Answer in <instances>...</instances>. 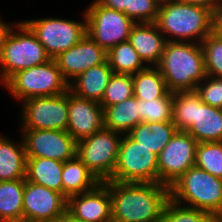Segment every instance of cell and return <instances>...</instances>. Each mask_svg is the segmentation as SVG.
<instances>
[{
	"label": "cell",
	"mask_w": 222,
	"mask_h": 222,
	"mask_svg": "<svg viewBox=\"0 0 222 222\" xmlns=\"http://www.w3.org/2000/svg\"><path fill=\"white\" fill-rule=\"evenodd\" d=\"M107 61L114 73L133 75L147 67L128 40L111 48Z\"/></svg>",
	"instance_id": "83f0119b"
},
{
	"label": "cell",
	"mask_w": 222,
	"mask_h": 222,
	"mask_svg": "<svg viewBox=\"0 0 222 222\" xmlns=\"http://www.w3.org/2000/svg\"><path fill=\"white\" fill-rule=\"evenodd\" d=\"M158 69L171 93L195 91L207 76L205 57L200 43L168 41Z\"/></svg>",
	"instance_id": "7a4b0ae2"
},
{
	"label": "cell",
	"mask_w": 222,
	"mask_h": 222,
	"mask_svg": "<svg viewBox=\"0 0 222 222\" xmlns=\"http://www.w3.org/2000/svg\"><path fill=\"white\" fill-rule=\"evenodd\" d=\"M141 122H169L173 120V93L152 100L137 98Z\"/></svg>",
	"instance_id": "f546056e"
},
{
	"label": "cell",
	"mask_w": 222,
	"mask_h": 222,
	"mask_svg": "<svg viewBox=\"0 0 222 222\" xmlns=\"http://www.w3.org/2000/svg\"><path fill=\"white\" fill-rule=\"evenodd\" d=\"M26 157H41L65 162L76 155L75 139L62 130L21 129Z\"/></svg>",
	"instance_id": "4fadbf2b"
},
{
	"label": "cell",
	"mask_w": 222,
	"mask_h": 222,
	"mask_svg": "<svg viewBox=\"0 0 222 222\" xmlns=\"http://www.w3.org/2000/svg\"><path fill=\"white\" fill-rule=\"evenodd\" d=\"M87 35L107 52L127 41L136 24L123 12L102 6L97 0L85 8Z\"/></svg>",
	"instance_id": "30bf717a"
},
{
	"label": "cell",
	"mask_w": 222,
	"mask_h": 222,
	"mask_svg": "<svg viewBox=\"0 0 222 222\" xmlns=\"http://www.w3.org/2000/svg\"><path fill=\"white\" fill-rule=\"evenodd\" d=\"M64 79L70 83L87 69L107 62V51L85 35L78 43L55 59Z\"/></svg>",
	"instance_id": "9a60e30c"
},
{
	"label": "cell",
	"mask_w": 222,
	"mask_h": 222,
	"mask_svg": "<svg viewBox=\"0 0 222 222\" xmlns=\"http://www.w3.org/2000/svg\"><path fill=\"white\" fill-rule=\"evenodd\" d=\"M212 32L222 38V2L213 11Z\"/></svg>",
	"instance_id": "74e56055"
},
{
	"label": "cell",
	"mask_w": 222,
	"mask_h": 222,
	"mask_svg": "<svg viewBox=\"0 0 222 222\" xmlns=\"http://www.w3.org/2000/svg\"><path fill=\"white\" fill-rule=\"evenodd\" d=\"M113 73L108 61L93 66L69 83V91L80 98L101 103Z\"/></svg>",
	"instance_id": "d6986e66"
},
{
	"label": "cell",
	"mask_w": 222,
	"mask_h": 222,
	"mask_svg": "<svg viewBox=\"0 0 222 222\" xmlns=\"http://www.w3.org/2000/svg\"><path fill=\"white\" fill-rule=\"evenodd\" d=\"M170 199L222 218V179L193 166L170 186Z\"/></svg>",
	"instance_id": "277c9868"
},
{
	"label": "cell",
	"mask_w": 222,
	"mask_h": 222,
	"mask_svg": "<svg viewBox=\"0 0 222 222\" xmlns=\"http://www.w3.org/2000/svg\"><path fill=\"white\" fill-rule=\"evenodd\" d=\"M198 143L222 141V109L204 102L196 106L195 122L186 131Z\"/></svg>",
	"instance_id": "ffe728a7"
},
{
	"label": "cell",
	"mask_w": 222,
	"mask_h": 222,
	"mask_svg": "<svg viewBox=\"0 0 222 222\" xmlns=\"http://www.w3.org/2000/svg\"><path fill=\"white\" fill-rule=\"evenodd\" d=\"M10 96L23 101L34 97L55 96L66 93L69 83L62 76L54 59L16 72L4 84Z\"/></svg>",
	"instance_id": "8992f818"
},
{
	"label": "cell",
	"mask_w": 222,
	"mask_h": 222,
	"mask_svg": "<svg viewBox=\"0 0 222 222\" xmlns=\"http://www.w3.org/2000/svg\"><path fill=\"white\" fill-rule=\"evenodd\" d=\"M128 41L147 66H157L160 63L167 42L155 22L136 23Z\"/></svg>",
	"instance_id": "ac0fdd59"
},
{
	"label": "cell",
	"mask_w": 222,
	"mask_h": 222,
	"mask_svg": "<svg viewBox=\"0 0 222 222\" xmlns=\"http://www.w3.org/2000/svg\"><path fill=\"white\" fill-rule=\"evenodd\" d=\"M198 142L186 131H176L158 155L159 183L170 187L195 166Z\"/></svg>",
	"instance_id": "7c38bea8"
},
{
	"label": "cell",
	"mask_w": 222,
	"mask_h": 222,
	"mask_svg": "<svg viewBox=\"0 0 222 222\" xmlns=\"http://www.w3.org/2000/svg\"><path fill=\"white\" fill-rule=\"evenodd\" d=\"M103 182L110 192L112 221L161 222L170 187L160 183Z\"/></svg>",
	"instance_id": "6da1fadb"
},
{
	"label": "cell",
	"mask_w": 222,
	"mask_h": 222,
	"mask_svg": "<svg viewBox=\"0 0 222 222\" xmlns=\"http://www.w3.org/2000/svg\"><path fill=\"white\" fill-rule=\"evenodd\" d=\"M14 25L15 23H8L7 21L5 23V20H2L0 18V55H1V51L5 42V39Z\"/></svg>",
	"instance_id": "ab89813d"
},
{
	"label": "cell",
	"mask_w": 222,
	"mask_h": 222,
	"mask_svg": "<svg viewBox=\"0 0 222 222\" xmlns=\"http://www.w3.org/2000/svg\"><path fill=\"white\" fill-rule=\"evenodd\" d=\"M134 96L141 100H152L166 97L170 91L165 78L157 66H147L132 75Z\"/></svg>",
	"instance_id": "4316f807"
},
{
	"label": "cell",
	"mask_w": 222,
	"mask_h": 222,
	"mask_svg": "<svg viewBox=\"0 0 222 222\" xmlns=\"http://www.w3.org/2000/svg\"><path fill=\"white\" fill-rule=\"evenodd\" d=\"M63 163L54 159L26 157V180L63 194Z\"/></svg>",
	"instance_id": "603a6c76"
},
{
	"label": "cell",
	"mask_w": 222,
	"mask_h": 222,
	"mask_svg": "<svg viewBox=\"0 0 222 222\" xmlns=\"http://www.w3.org/2000/svg\"><path fill=\"white\" fill-rule=\"evenodd\" d=\"M19 222H54V221H41V220L22 219Z\"/></svg>",
	"instance_id": "b9f144b4"
},
{
	"label": "cell",
	"mask_w": 222,
	"mask_h": 222,
	"mask_svg": "<svg viewBox=\"0 0 222 222\" xmlns=\"http://www.w3.org/2000/svg\"><path fill=\"white\" fill-rule=\"evenodd\" d=\"M83 21L64 18H40L22 20L34 33L47 55L55 59L87 35V21L83 11Z\"/></svg>",
	"instance_id": "ba28073f"
},
{
	"label": "cell",
	"mask_w": 222,
	"mask_h": 222,
	"mask_svg": "<svg viewBox=\"0 0 222 222\" xmlns=\"http://www.w3.org/2000/svg\"><path fill=\"white\" fill-rule=\"evenodd\" d=\"M67 211L83 222L112 221L111 197L108 186L100 182L90 191L69 196Z\"/></svg>",
	"instance_id": "e0dca14e"
},
{
	"label": "cell",
	"mask_w": 222,
	"mask_h": 222,
	"mask_svg": "<svg viewBox=\"0 0 222 222\" xmlns=\"http://www.w3.org/2000/svg\"><path fill=\"white\" fill-rule=\"evenodd\" d=\"M214 222H222V218H217Z\"/></svg>",
	"instance_id": "7bdbcfd3"
},
{
	"label": "cell",
	"mask_w": 222,
	"mask_h": 222,
	"mask_svg": "<svg viewBox=\"0 0 222 222\" xmlns=\"http://www.w3.org/2000/svg\"><path fill=\"white\" fill-rule=\"evenodd\" d=\"M122 137V133L103 127L77 142L76 156L101 182L106 181L115 170Z\"/></svg>",
	"instance_id": "52a82bcc"
},
{
	"label": "cell",
	"mask_w": 222,
	"mask_h": 222,
	"mask_svg": "<svg viewBox=\"0 0 222 222\" xmlns=\"http://www.w3.org/2000/svg\"><path fill=\"white\" fill-rule=\"evenodd\" d=\"M132 96H134L132 74L113 73L100 105L105 109Z\"/></svg>",
	"instance_id": "1f68e13d"
},
{
	"label": "cell",
	"mask_w": 222,
	"mask_h": 222,
	"mask_svg": "<svg viewBox=\"0 0 222 222\" xmlns=\"http://www.w3.org/2000/svg\"><path fill=\"white\" fill-rule=\"evenodd\" d=\"M140 122L139 104L135 96L104 109V127L113 131L128 134Z\"/></svg>",
	"instance_id": "d4e9b609"
},
{
	"label": "cell",
	"mask_w": 222,
	"mask_h": 222,
	"mask_svg": "<svg viewBox=\"0 0 222 222\" xmlns=\"http://www.w3.org/2000/svg\"><path fill=\"white\" fill-rule=\"evenodd\" d=\"M51 58L23 21H16L5 39L0 55V83L16 72L43 64Z\"/></svg>",
	"instance_id": "5b68a950"
},
{
	"label": "cell",
	"mask_w": 222,
	"mask_h": 222,
	"mask_svg": "<svg viewBox=\"0 0 222 222\" xmlns=\"http://www.w3.org/2000/svg\"><path fill=\"white\" fill-rule=\"evenodd\" d=\"M15 143L0 134V181L26 178V152L23 138Z\"/></svg>",
	"instance_id": "44dd1931"
},
{
	"label": "cell",
	"mask_w": 222,
	"mask_h": 222,
	"mask_svg": "<svg viewBox=\"0 0 222 222\" xmlns=\"http://www.w3.org/2000/svg\"><path fill=\"white\" fill-rule=\"evenodd\" d=\"M54 222H83L82 220L77 219L67 210L60 215Z\"/></svg>",
	"instance_id": "60d3db41"
},
{
	"label": "cell",
	"mask_w": 222,
	"mask_h": 222,
	"mask_svg": "<svg viewBox=\"0 0 222 222\" xmlns=\"http://www.w3.org/2000/svg\"><path fill=\"white\" fill-rule=\"evenodd\" d=\"M160 3L164 2V1H174V0H158Z\"/></svg>",
	"instance_id": "ee69618b"
},
{
	"label": "cell",
	"mask_w": 222,
	"mask_h": 222,
	"mask_svg": "<svg viewBox=\"0 0 222 222\" xmlns=\"http://www.w3.org/2000/svg\"><path fill=\"white\" fill-rule=\"evenodd\" d=\"M180 2L197 5L209 9L212 13L221 4L222 0H178Z\"/></svg>",
	"instance_id": "f35d334b"
},
{
	"label": "cell",
	"mask_w": 222,
	"mask_h": 222,
	"mask_svg": "<svg viewBox=\"0 0 222 222\" xmlns=\"http://www.w3.org/2000/svg\"><path fill=\"white\" fill-rule=\"evenodd\" d=\"M102 6L123 12L130 18V1L131 0H97Z\"/></svg>",
	"instance_id": "8d00e7d4"
},
{
	"label": "cell",
	"mask_w": 222,
	"mask_h": 222,
	"mask_svg": "<svg viewBox=\"0 0 222 222\" xmlns=\"http://www.w3.org/2000/svg\"><path fill=\"white\" fill-rule=\"evenodd\" d=\"M160 4L158 0H131L130 19L135 23H154L158 17Z\"/></svg>",
	"instance_id": "d590c367"
},
{
	"label": "cell",
	"mask_w": 222,
	"mask_h": 222,
	"mask_svg": "<svg viewBox=\"0 0 222 222\" xmlns=\"http://www.w3.org/2000/svg\"><path fill=\"white\" fill-rule=\"evenodd\" d=\"M158 156L123 134L117 164L108 179L116 182L159 183Z\"/></svg>",
	"instance_id": "9c48e42d"
},
{
	"label": "cell",
	"mask_w": 222,
	"mask_h": 222,
	"mask_svg": "<svg viewBox=\"0 0 222 222\" xmlns=\"http://www.w3.org/2000/svg\"><path fill=\"white\" fill-rule=\"evenodd\" d=\"M104 127V109L100 103L75 96L68 90L67 132L76 142Z\"/></svg>",
	"instance_id": "2e32d148"
},
{
	"label": "cell",
	"mask_w": 222,
	"mask_h": 222,
	"mask_svg": "<svg viewBox=\"0 0 222 222\" xmlns=\"http://www.w3.org/2000/svg\"><path fill=\"white\" fill-rule=\"evenodd\" d=\"M24 179L0 181V222L23 219Z\"/></svg>",
	"instance_id": "484cf974"
},
{
	"label": "cell",
	"mask_w": 222,
	"mask_h": 222,
	"mask_svg": "<svg viewBox=\"0 0 222 222\" xmlns=\"http://www.w3.org/2000/svg\"><path fill=\"white\" fill-rule=\"evenodd\" d=\"M195 92L205 104L222 109V78L207 75Z\"/></svg>",
	"instance_id": "e575fe53"
},
{
	"label": "cell",
	"mask_w": 222,
	"mask_h": 222,
	"mask_svg": "<svg viewBox=\"0 0 222 222\" xmlns=\"http://www.w3.org/2000/svg\"><path fill=\"white\" fill-rule=\"evenodd\" d=\"M201 45L204 51L206 74L222 78V38L211 32Z\"/></svg>",
	"instance_id": "836d02e7"
},
{
	"label": "cell",
	"mask_w": 222,
	"mask_h": 222,
	"mask_svg": "<svg viewBox=\"0 0 222 222\" xmlns=\"http://www.w3.org/2000/svg\"><path fill=\"white\" fill-rule=\"evenodd\" d=\"M21 104L20 129L67 131L68 91L55 96L30 98Z\"/></svg>",
	"instance_id": "8fae6325"
},
{
	"label": "cell",
	"mask_w": 222,
	"mask_h": 222,
	"mask_svg": "<svg viewBox=\"0 0 222 222\" xmlns=\"http://www.w3.org/2000/svg\"><path fill=\"white\" fill-rule=\"evenodd\" d=\"M176 131L173 121L140 122L128 135L158 156Z\"/></svg>",
	"instance_id": "7402d4cb"
},
{
	"label": "cell",
	"mask_w": 222,
	"mask_h": 222,
	"mask_svg": "<svg viewBox=\"0 0 222 222\" xmlns=\"http://www.w3.org/2000/svg\"><path fill=\"white\" fill-rule=\"evenodd\" d=\"M67 210V198L24 179L23 219L55 221Z\"/></svg>",
	"instance_id": "5bb4252c"
},
{
	"label": "cell",
	"mask_w": 222,
	"mask_h": 222,
	"mask_svg": "<svg viewBox=\"0 0 222 222\" xmlns=\"http://www.w3.org/2000/svg\"><path fill=\"white\" fill-rule=\"evenodd\" d=\"M201 102L195 91L173 93V123L177 131H187L195 122L196 106Z\"/></svg>",
	"instance_id": "f1b7e54d"
},
{
	"label": "cell",
	"mask_w": 222,
	"mask_h": 222,
	"mask_svg": "<svg viewBox=\"0 0 222 222\" xmlns=\"http://www.w3.org/2000/svg\"><path fill=\"white\" fill-rule=\"evenodd\" d=\"M61 178L66 198L90 191L101 182L76 155L63 163Z\"/></svg>",
	"instance_id": "cb8c5ba5"
},
{
	"label": "cell",
	"mask_w": 222,
	"mask_h": 222,
	"mask_svg": "<svg viewBox=\"0 0 222 222\" xmlns=\"http://www.w3.org/2000/svg\"><path fill=\"white\" fill-rule=\"evenodd\" d=\"M166 41L200 43L212 32L213 13L178 0L164 1L155 22Z\"/></svg>",
	"instance_id": "3957f363"
},
{
	"label": "cell",
	"mask_w": 222,
	"mask_h": 222,
	"mask_svg": "<svg viewBox=\"0 0 222 222\" xmlns=\"http://www.w3.org/2000/svg\"><path fill=\"white\" fill-rule=\"evenodd\" d=\"M216 219L211 213L186 207L169 199L164 207L161 222H214Z\"/></svg>",
	"instance_id": "d6a6232c"
},
{
	"label": "cell",
	"mask_w": 222,
	"mask_h": 222,
	"mask_svg": "<svg viewBox=\"0 0 222 222\" xmlns=\"http://www.w3.org/2000/svg\"><path fill=\"white\" fill-rule=\"evenodd\" d=\"M195 166L222 179V141L198 143Z\"/></svg>",
	"instance_id": "4dcf8cb0"
}]
</instances>
